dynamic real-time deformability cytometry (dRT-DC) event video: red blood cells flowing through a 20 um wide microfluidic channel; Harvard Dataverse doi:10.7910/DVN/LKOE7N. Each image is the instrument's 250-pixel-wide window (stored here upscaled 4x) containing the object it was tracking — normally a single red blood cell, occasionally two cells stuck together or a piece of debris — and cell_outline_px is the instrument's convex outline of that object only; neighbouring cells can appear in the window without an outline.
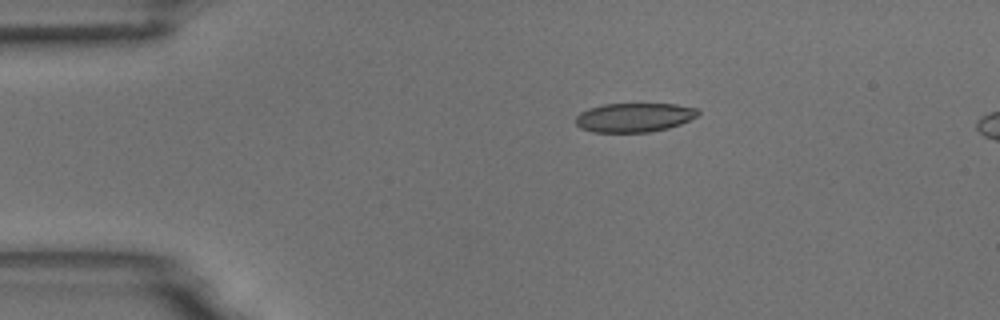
{"species": "common noctule bat (a hibernating species)", "species_latin": "Nyctalus noctula", "temperature_condition": "room temperature", "stored_images_in_passage": 10, "camera_frame_rate_fps": 3000, "um_per_image_px": 0.085, "animal": {"sex": "male", "body_mass_g": 18.8}, "frame": {"image": 1, "passage_image": 4, "time_ms": 1.0, "image_size_px": [1000, 320], "cell_outline_px": [[700, 112], [696, 116], [680, 124], [668, 128], [648, 132], [592, 132], [580, 128], [576, 124], [576, 116], [580, 112], [588, 108], [604, 104], [676, 104], [700, 108]], "centroid_in_image_um": [53.9, 9.98], "position_along_channel_um": 31.1, "area_um2": 20.81}}
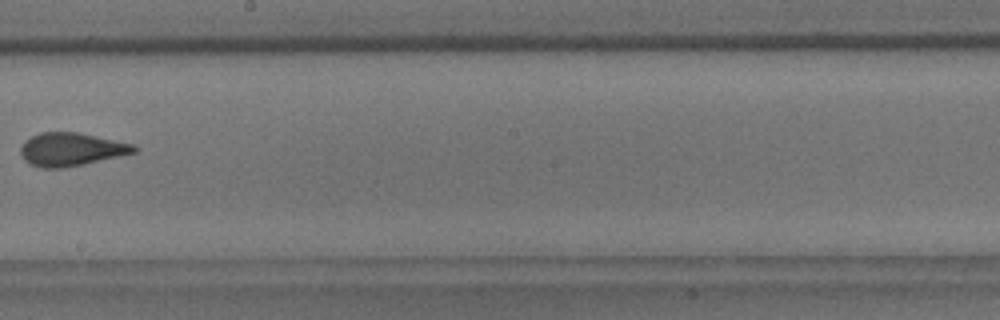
{"frame": {"image": 2, "passage_image": 10, "time_ms": 3.0, "image_size_px": [1000, 320], "cell_outline_px": [[136, 152], [84, 164], [60, 168], [40, 168], [28, 164], [24, 160], [20, 152], [20, 148], [24, 140], [40, 132], [76, 132], [136, 144]], "centroid_in_image_um": [6.01, 12.69], "position_along_channel_um": 242.2, "area_um2": 21.96}}